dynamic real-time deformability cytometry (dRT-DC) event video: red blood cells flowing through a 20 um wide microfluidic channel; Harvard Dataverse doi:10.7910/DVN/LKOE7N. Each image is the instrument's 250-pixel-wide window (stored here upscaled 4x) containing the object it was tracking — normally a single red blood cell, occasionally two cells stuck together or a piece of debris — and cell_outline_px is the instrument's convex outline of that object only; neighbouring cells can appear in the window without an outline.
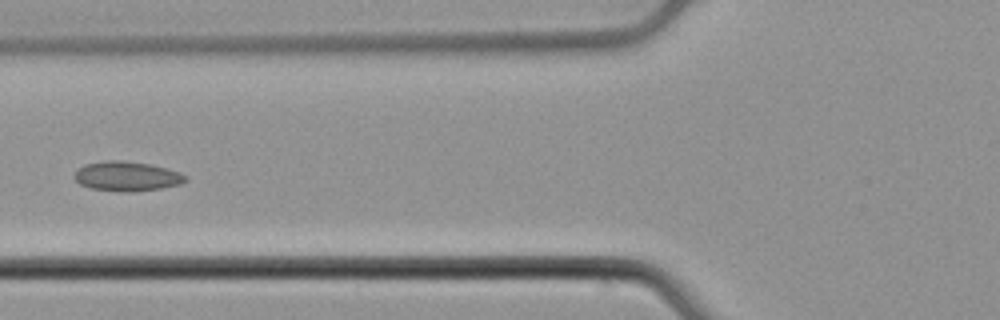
{"species": "common noctule bat (a hibernating species)", "species_latin": "Nyctalus noctula", "temperature_condition": "cold", "stored_images_in_passage": 6, "camera_frame_rate_fps": 3000, "um_per_image_px": 0.085, "animal": {"sex": "male", "body_mass_g": 21.5, "forearm_length_mm": 52.0}, "frame": {"image": 1, "passage_image": 5, "time_ms": 1.333, "image_size_px": [1000, 320], "cell_outline_px": [[188, 180], [180, 184], [160, 188], [132, 192], [92, 188], [80, 184], [72, 176], [84, 164], [104, 160], [120, 160], [152, 164], [180, 172], [188, 176]], "centroid_in_image_um": [10.81, 14.96], "position_along_channel_um": 115.0, "area_um2": 19.13}}
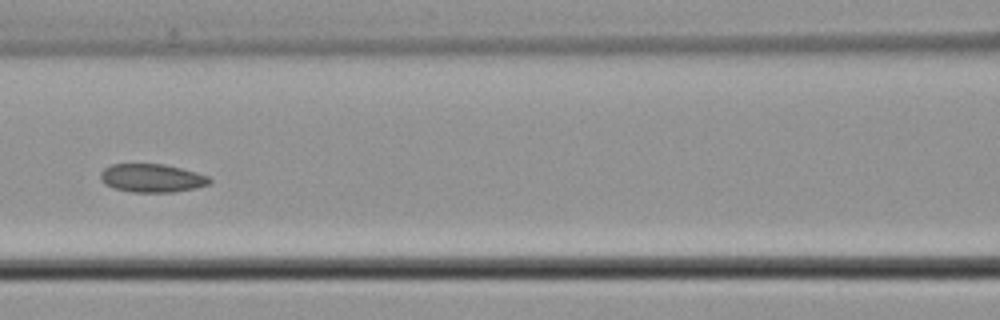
{"frame": {"image": 2, "passage_image": 6, "time_ms": 1.667, "image_size_px": [1000, 320], "cell_outline_px": [[212, 180], [208, 184], [196, 188], [172, 192], [132, 192], [116, 188], [104, 184], [100, 180], [100, 172], [104, 168], [112, 164], [164, 164], [196, 172], [208, 176]], "centroid_in_image_um": [12.89, 15.13], "position_along_channel_um": 153.7, "area_um2": 17.98}}